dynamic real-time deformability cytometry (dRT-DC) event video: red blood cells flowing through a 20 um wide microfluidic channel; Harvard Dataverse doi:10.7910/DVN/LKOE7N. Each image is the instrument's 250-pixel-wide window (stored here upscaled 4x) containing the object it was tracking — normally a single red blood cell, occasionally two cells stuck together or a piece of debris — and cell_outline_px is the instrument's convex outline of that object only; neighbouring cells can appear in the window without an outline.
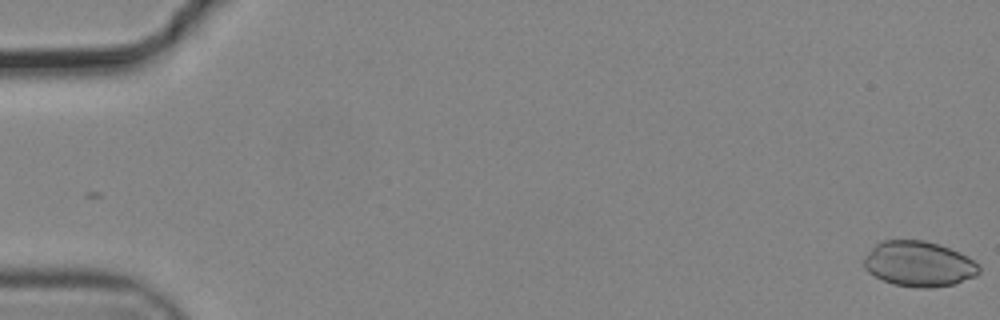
{"species": "common noctule bat (a hibernating species)", "species_latin": "Nyctalus noctula", "temperature_condition": "cold", "stored_images_in_passage": 56, "camera_frame_rate_fps": 3000, "um_per_image_px": 0.085, "animal": {"sex": "male", "body_mass_g": 19.2, "forearm_length_mm": 51.8}, "frame": {"image": 1, "passage_image": 1, "time_ms": 0.0, "image_size_px": [1000, 320], "cell_outline_px": [[980, 272], [976, 276], [952, 284], [932, 288], [916, 288], [892, 284], [868, 272], [864, 268], [864, 256], [876, 244], [884, 240], [924, 240], [940, 244], [968, 256], [980, 268]], "centroid_in_image_um": [78.09, 22.43], "position_along_channel_um": 6.9, "area_um2": 30.4}}